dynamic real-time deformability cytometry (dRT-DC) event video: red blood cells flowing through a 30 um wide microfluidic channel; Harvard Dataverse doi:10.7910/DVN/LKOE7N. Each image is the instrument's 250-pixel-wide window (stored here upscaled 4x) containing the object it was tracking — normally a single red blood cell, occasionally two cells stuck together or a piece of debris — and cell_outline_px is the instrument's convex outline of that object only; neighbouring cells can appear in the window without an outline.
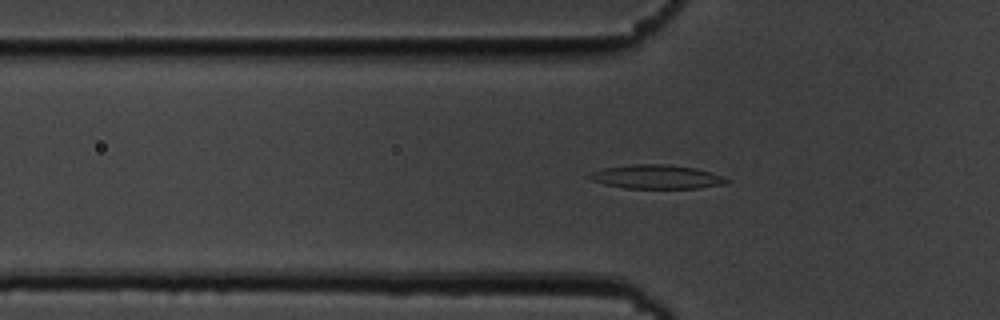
{"species": "common noctule bat (a hibernating species)", "species_latin": "Nyctalus noctula", "temperature_condition": "cold", "stored_images_in_passage": 54, "camera_frame_rate_fps": 3000, "um_per_image_px": 0.085, "animal": {"sex": "male", "body_mass_g": 19.5, "forearm_length_mm": 54.6}, "frame": {"image": 1, "passage_image": 17, "time_ms": 5.333, "image_size_px": [1000, 320], "cell_outline_px": [[732, 180], [724, 184], [700, 188], [624, 188], [604, 184], [588, 180], [588, 176], [592, 172], [604, 168], [632, 164], [660, 164], [696, 168], [712, 172]], "centroid_in_image_um": [55.81, 15.03], "position_along_channel_um": 70.0, "area_um2": 19.13}}
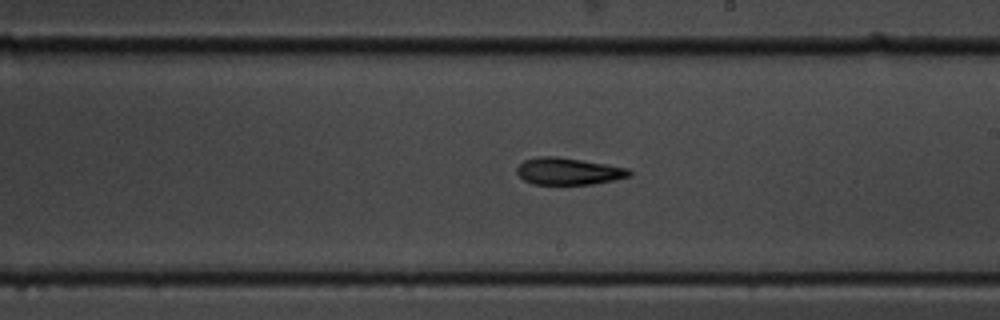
{"frame": {"image": 2, "passage_image": 31, "time_ms": 10.0, "image_size_px": [1000, 320], "cell_outline_px": [[632, 176], [592, 184], [532, 184], [524, 180], [516, 172], [516, 168], [524, 160], [536, 156], [556, 156], [628, 168], [632, 172]], "centroid_in_image_um": [48.29, 14.55], "position_along_channel_um": 240.7, "area_um2": 17.57}}
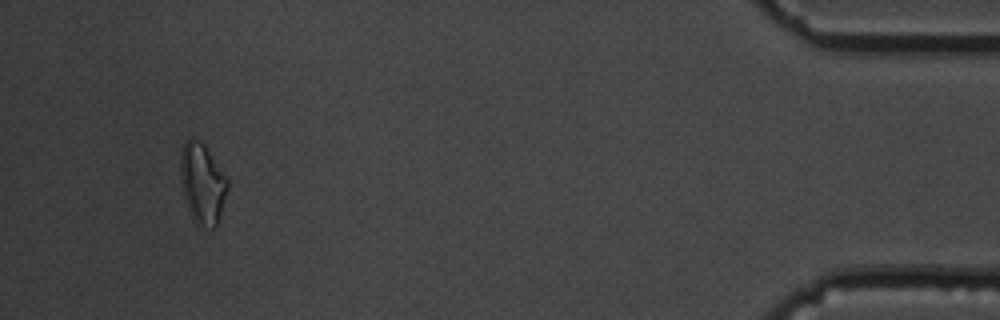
{"frame": {"image": 3, "passage_image": 51, "time_ms": 16.667, "image_size_px": [1000, 320], "cell_outline_px": [[228, 188], [220, 216], [216, 228], [212, 228], [196, 224], [192, 220], [184, 196], [180, 176], [180, 156], [184, 140], [192, 136], [200, 140], [204, 144], [228, 176]], "centroid_in_image_um": [17.21, 15.56], "position_along_channel_um": 418.0, "area_um2": 22.54}, "authors_computed_cell_mechanics": {"area_um2": 18.4671, "velocity_mm_per_s": 3.6619, "shape_relaxation_time_tau1_ms": 4.851, "shape_relaxation_time_tau2_ms": null, "deformation_change_tau1": 0.1334, "deformation_change_tau2": null}}